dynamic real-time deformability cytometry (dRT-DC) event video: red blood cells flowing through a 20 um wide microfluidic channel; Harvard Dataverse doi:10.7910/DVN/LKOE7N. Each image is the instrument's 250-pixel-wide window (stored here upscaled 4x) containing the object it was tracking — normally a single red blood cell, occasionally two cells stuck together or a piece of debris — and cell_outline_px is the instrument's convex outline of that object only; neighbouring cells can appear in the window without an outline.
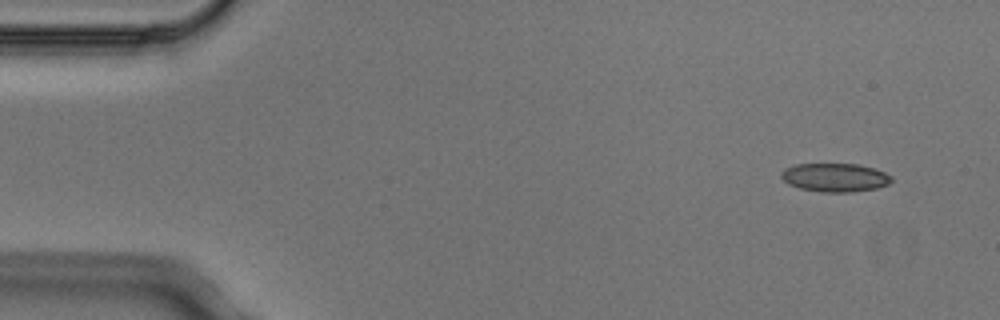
{"species": "Egyptian fruit bat (a non-hibernating species)", "species_latin": "Rousettus aegyptiacus", "temperature_condition": "cold", "stored_images_in_passage": 4, "camera_frame_rate_fps": 3000, "um_per_image_px": 0.085, "animal": {"sex": "male"}, "frame": {"image": 1, "passage_image": 1, "time_ms": 0.0, "image_size_px": [1000, 320], "cell_outline_px": [[892, 180], [888, 184], [876, 188], [852, 192], [824, 192], [800, 188], [788, 184], [780, 176], [780, 172], [784, 168], [796, 164], [856, 164], [872, 168], [884, 172], [892, 176]], "centroid_in_image_um": [70.95, 15.08], "position_along_channel_um": 14.1, "area_um2": 18.26}}
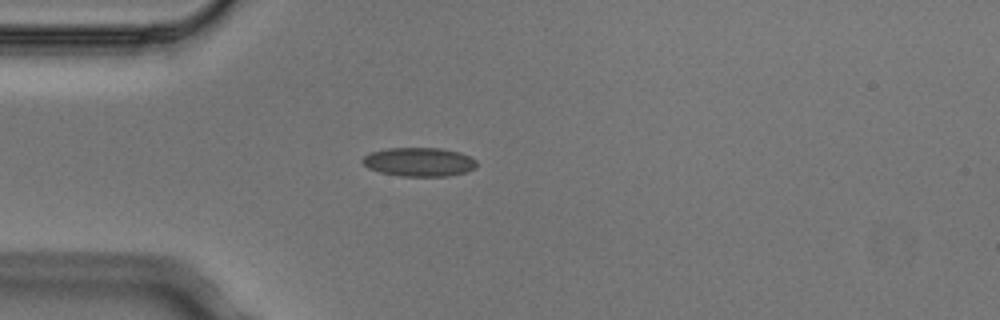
{"frame": {"image": 2, "passage_image": 4, "time_ms": 1.0, "image_size_px": [1000, 320], "cell_outline_px": [[476, 168], [464, 172], [448, 176], [400, 176], [380, 172], [368, 168], [360, 160], [364, 156], [372, 152], [388, 148], [440, 148], [460, 152], [476, 160]], "centroid_in_image_um": [35.61, 13.76], "position_along_channel_um": 49.4, "area_um2": 19.13}}